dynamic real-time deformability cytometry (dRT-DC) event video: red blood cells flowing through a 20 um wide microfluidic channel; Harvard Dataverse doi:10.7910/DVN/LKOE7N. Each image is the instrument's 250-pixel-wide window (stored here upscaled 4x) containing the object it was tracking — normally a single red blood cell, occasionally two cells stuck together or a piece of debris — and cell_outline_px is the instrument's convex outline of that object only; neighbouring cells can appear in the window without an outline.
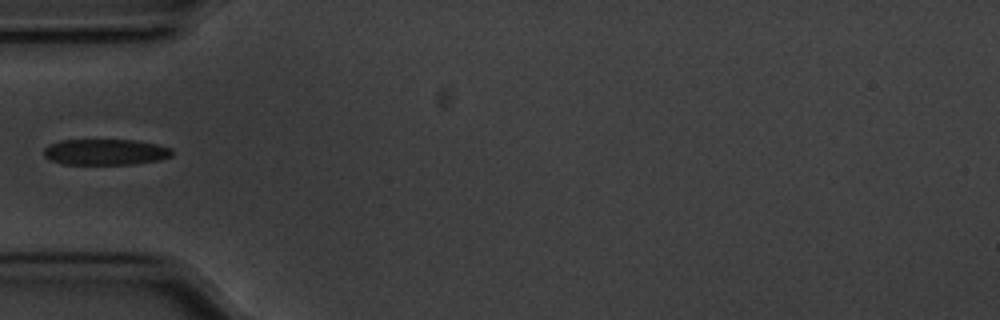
{"species": "common noctule bat (a hibernating species)", "species_latin": "Nyctalus noctula", "temperature_condition": "cold", "stored_images_in_passage": 33, "camera_frame_rate_fps": 3000, "um_per_image_px": 0.085, "animal": {"sex": "male", "body_mass_g": 20.1, "forearm_length_mm": 53.5}, "frame": {"image": 1, "passage_image": 1, "time_ms": 0.0, "image_size_px": [1000, 320], "cell_outline_px": [[172, 156], [156, 160], [132, 164], [64, 164], [52, 160], [44, 156], [44, 148], [48, 144], [60, 140], [136, 140], [156, 144], [172, 148]], "centroid_in_image_um": [8.94, 12.91], "position_along_channel_um": 76.1, "area_um2": 19.31}}
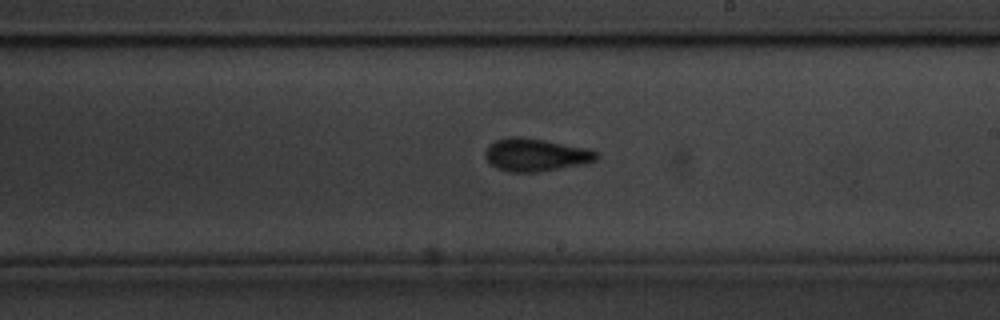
{"frame": {"image": 2, "passage_image": 15, "time_ms": 4.667, "image_size_px": [1000, 320], "cell_outline_px": [[600, 156], [596, 160], [536, 172], [512, 172], [500, 168], [492, 164], [484, 156], [484, 152], [488, 144], [504, 136], [520, 136], [592, 148], [600, 152]], "centroid_in_image_um": [45.53, 13.12], "position_along_channel_um": 243.5, "area_um2": 21.21}}